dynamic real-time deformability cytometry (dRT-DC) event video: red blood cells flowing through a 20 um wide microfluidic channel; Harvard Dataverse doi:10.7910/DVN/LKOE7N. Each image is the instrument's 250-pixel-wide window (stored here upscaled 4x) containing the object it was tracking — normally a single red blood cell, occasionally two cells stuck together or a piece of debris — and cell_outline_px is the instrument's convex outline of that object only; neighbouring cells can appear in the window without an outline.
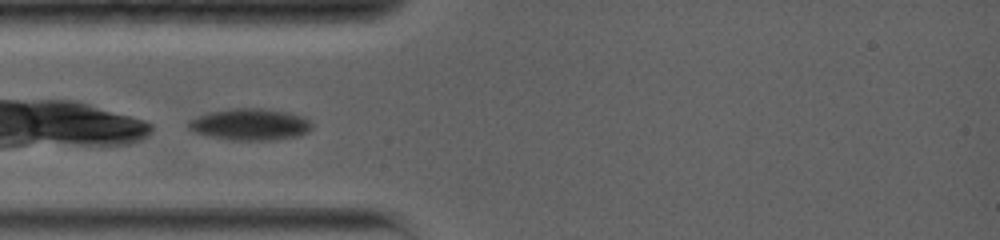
{"species": "common noctule bat (a hibernating species)", "species_latin": "Nyctalus noctula", "temperature_condition": "warm", "stored_images_in_passage": 29, "camera_frame_rate_fps": 5000, "um_per_image_px": 0.085, "animal": {"sex": "female", "body_mass_g": 19.0, "forearm_length_mm": 56.7}, "frame": {"image": 1, "passage_image": 1, "time_ms": 0.0, "image_size_px": [1000, 240], "cell_outline_px": [[312, 128], [308, 132], [300, 136], [272, 140], [232, 140], [212, 136], [196, 132], [188, 128], [188, 120], [204, 112], [228, 108], [264, 108], [288, 112], [304, 116], [312, 124]], "centroid_in_image_um": [21.26, 10.55], "position_along_channel_um": 63.7, "area_um2": 23.06}}
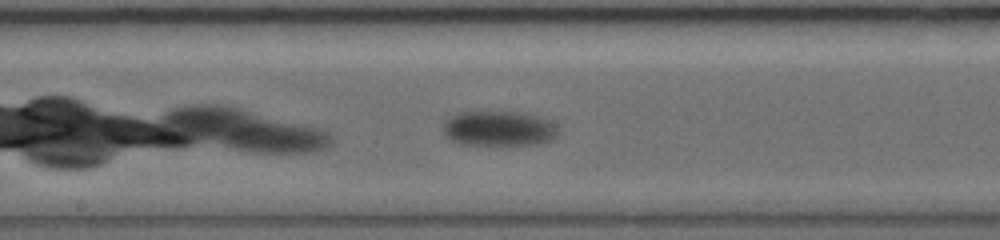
{"frame": {"image": 2, "passage_image": 9, "time_ms": 4.2, "image_size_px": [1000, 240], "cell_outline_px": [[560, 128], [556, 136], [540, 144], [456, 144], [444, 136], [440, 128], [444, 120], [448, 116], [460, 112], [476, 108], [520, 112], [536, 116], [548, 120], [556, 124]], "centroid_in_image_um": [42.28, 10.86], "position_along_channel_um": 205.9, "area_um2": 24.68}}
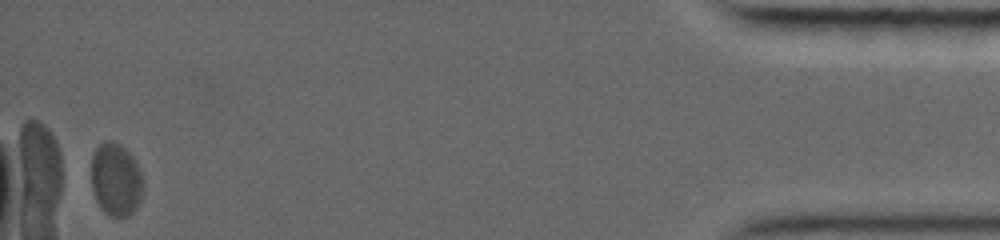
{"frame": {"image": 3, "passage_image": 27, "time_ms": 14.2, "image_size_px": [1000, 240], "cell_outline_px": [[144, 188], [140, 200], [136, 208], [128, 216], [108, 216], [100, 208], [96, 200], [92, 188], [92, 156], [96, 148], [104, 140], [112, 140], [120, 144], [136, 160], [140, 168], [144, 180]], "centroid_in_image_um": [9.87, 15.25], "position_along_channel_um": 425.3, "area_um2": 22.37}}